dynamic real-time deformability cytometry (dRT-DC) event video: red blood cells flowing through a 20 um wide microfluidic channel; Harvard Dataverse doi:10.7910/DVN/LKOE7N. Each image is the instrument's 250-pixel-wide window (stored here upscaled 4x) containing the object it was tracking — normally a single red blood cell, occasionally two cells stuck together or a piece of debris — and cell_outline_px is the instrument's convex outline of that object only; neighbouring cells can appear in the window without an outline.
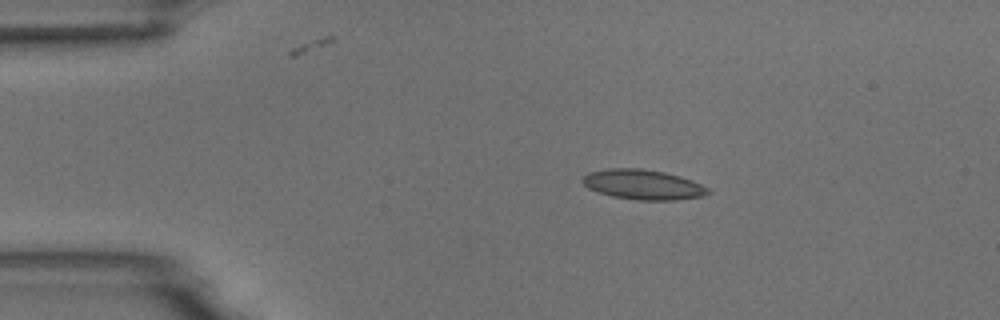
{"species": "common noctule bat (a hibernating species)", "species_latin": "Nyctalus noctula", "temperature_condition": "room temperature", "stored_images_in_passage": 8, "camera_frame_rate_fps": 3000, "um_per_image_px": 0.085, "animal": {"sex": "male", "body_mass_g": 18.8}, "frame": {"image": 1, "passage_image": 3, "time_ms": 2.333, "image_size_px": [1000, 320], "cell_outline_px": [[712, 192], [704, 196], [676, 200], [636, 200], [612, 196], [588, 188], [580, 180], [588, 172], [608, 168], [640, 168], [664, 172], [680, 176], [692, 180], [708, 188]], "centroid_in_image_um": [54.67, 15.69], "position_along_channel_um": 30.3, "area_um2": 21.96}}
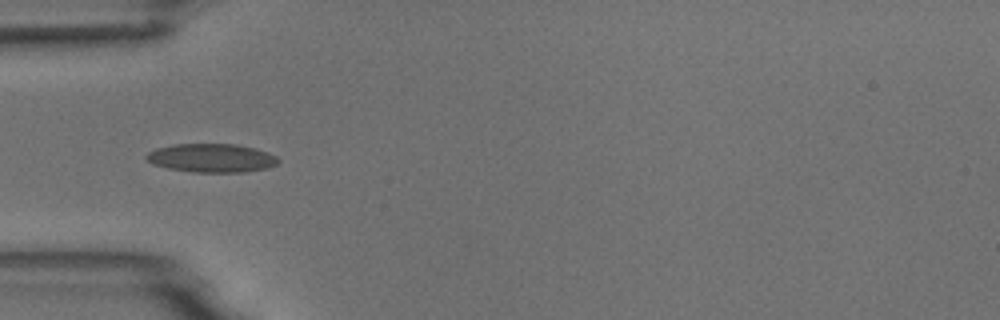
{"frame": {"image": 2, "passage_image": 5, "time_ms": 4.667, "image_size_px": [1000, 320], "cell_outline_px": [[280, 160], [276, 164], [268, 168], [244, 172], [192, 172], [168, 168], [152, 164], [144, 156], [148, 152], [156, 148], [172, 144], [236, 144], [256, 148], [268, 152], [276, 156]], "centroid_in_image_um": [17.98, 13.42], "position_along_channel_um": 67.0, "area_um2": 22.14}}